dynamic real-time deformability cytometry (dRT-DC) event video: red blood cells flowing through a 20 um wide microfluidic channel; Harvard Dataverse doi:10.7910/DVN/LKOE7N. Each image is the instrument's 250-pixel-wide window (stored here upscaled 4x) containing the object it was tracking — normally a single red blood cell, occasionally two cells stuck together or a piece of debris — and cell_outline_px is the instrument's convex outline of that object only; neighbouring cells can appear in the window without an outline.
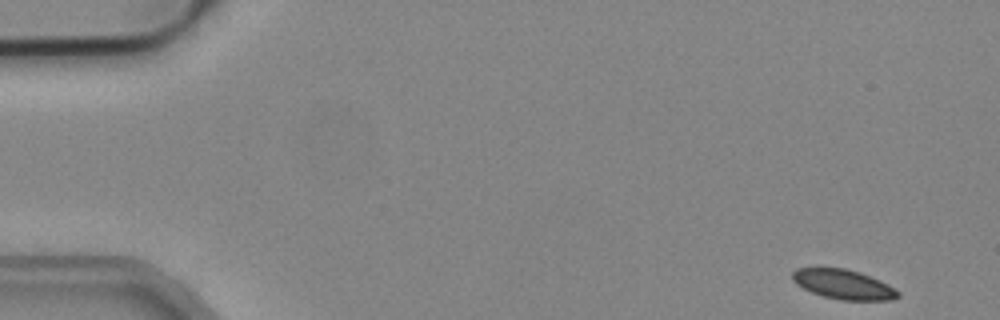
{"species": "common noctule bat (a hibernating species)", "species_latin": "Nyctalus noctula", "temperature_condition": "cold", "stored_images_in_passage": 51, "camera_frame_rate_fps": 3000, "um_per_image_px": 0.085, "animal": {"sex": "male", "body_mass_g": 19.2, "forearm_length_mm": 51.8}, "frame": {"image": 1, "passage_image": 1, "time_ms": 0.0, "image_size_px": [1000, 320], "cell_outline_px": [[900, 296], [892, 300], [840, 300], [824, 296], [812, 292], [796, 284], [792, 280], [792, 272], [796, 268], [844, 268], [860, 272], [880, 280], [896, 288], [900, 292]], "centroid_in_image_um": [71.72, 24.17], "position_along_channel_um": 13.3, "area_um2": 18.26}}
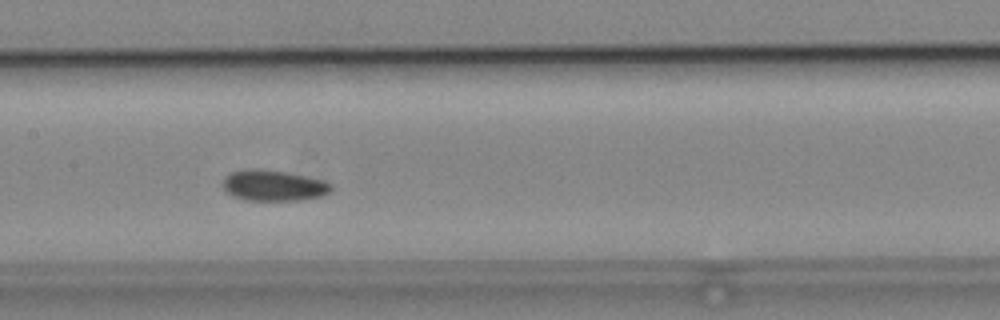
{"frame": {"image": 2, "passage_image": 24, "time_ms": 7.667, "image_size_px": [1000, 320], "cell_outline_px": [[332, 192], [324, 196], [304, 200], [248, 200], [232, 196], [220, 184], [224, 176], [232, 172], [244, 168], [256, 168], [284, 172], [324, 180], [332, 184]], "centroid_in_image_um": [23.25, 15.77], "position_along_channel_um": 184.1, "area_um2": 19.77}}
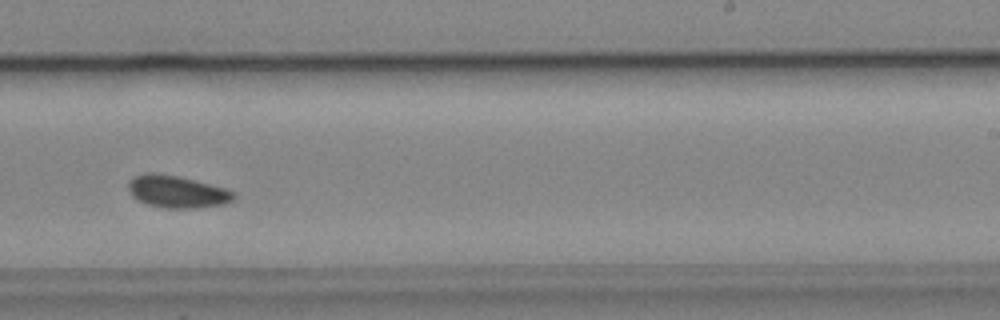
{"frame": {"image": 3, "passage_image": 31, "time_ms": 10.0, "image_size_px": [1000, 320], "cell_outline_px": [[236, 196], [232, 200], [224, 204], [200, 208], [164, 208], [148, 204], [132, 196], [128, 188], [128, 184], [136, 176], [148, 172], [156, 172], [176, 176], [224, 188], [236, 192]], "centroid_in_image_um": [15.07, 16.3], "position_along_channel_um": 273.9, "area_um2": 19.54}, "authors_computed_cell_mechanics": {"area_um2": 19.074, "velocity_mm_per_s": 3.8706, "shape_relaxation_time_tau1_ms": null, "shape_relaxation_time_tau2_ms": 8.7435, "deformation_change_tau1": null, "deformation_change_tau2": 0.1002}}